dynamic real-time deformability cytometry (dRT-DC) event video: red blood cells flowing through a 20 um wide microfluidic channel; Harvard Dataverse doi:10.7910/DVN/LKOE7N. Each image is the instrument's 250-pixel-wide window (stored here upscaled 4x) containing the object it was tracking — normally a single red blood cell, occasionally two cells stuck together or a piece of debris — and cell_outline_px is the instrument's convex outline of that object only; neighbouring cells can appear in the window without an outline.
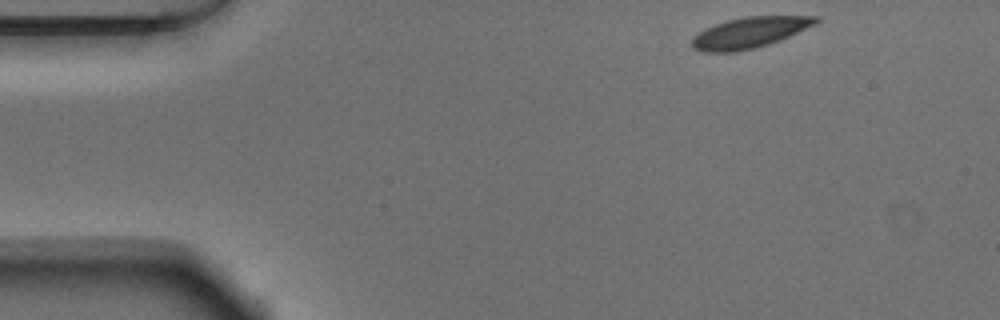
{"species": "Egyptian fruit bat (a non-hibernating species)", "species_latin": "Rousettus aegyptiacus", "temperature_condition": "warm", "stored_images_in_passage": 47, "camera_frame_rate_fps": 3000, "um_per_image_px": 0.085, "animal": {"sex": "male"}, "frame": {"image": 1, "passage_image": 1, "time_ms": 0.0, "image_size_px": [1000, 320], "cell_outline_px": [[820, 20], [816, 24], [780, 40], [756, 48], [736, 52], [704, 52], [692, 48], [692, 36], [704, 28], [728, 20], [744, 16], [820, 16]], "centroid_in_image_um": [63.7, 2.77], "position_along_channel_um": 21.3, "area_um2": 22.37}}
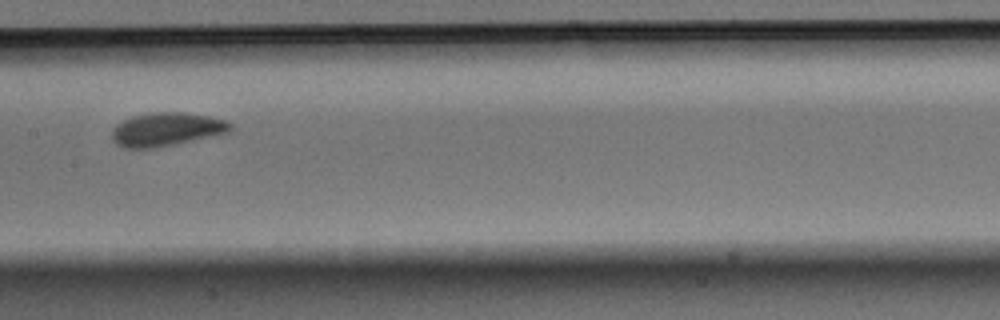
{"frame": {"image": 2, "passage_image": 21, "time_ms": 6.667, "image_size_px": [1000, 320], "cell_outline_px": [[232, 128], [228, 132], [172, 144], [152, 148], [124, 148], [116, 144], [112, 140], [112, 132], [116, 124], [132, 116], [152, 112], [184, 112], [208, 116], [224, 120], [232, 124]], "centroid_in_image_um": [14.1, 10.98], "position_along_channel_um": 193.3, "area_um2": 22.77}}
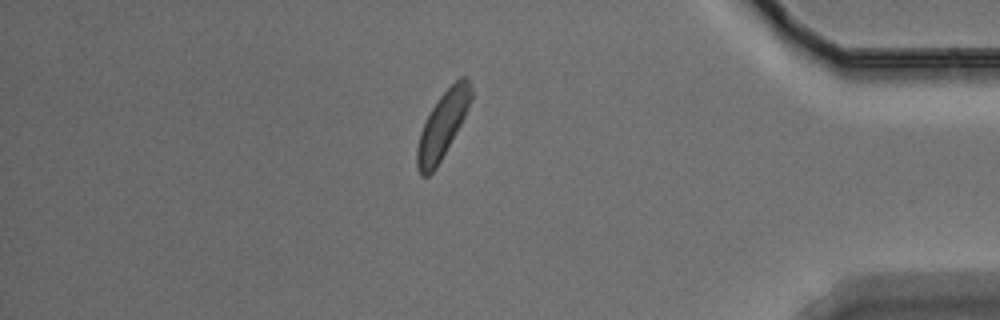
{"frame": {"image": 3, "passage_image": 40, "time_ms": 13.0, "image_size_px": [1000, 320], "cell_outline_px": [[472, 100], [456, 132], [436, 168], [428, 176], [420, 176], [416, 164], [416, 148], [420, 132], [432, 108], [440, 96], [460, 76], [468, 76], [472, 88]], "centroid_in_image_um": [37.62, 10.63], "position_along_channel_um": 397.6, "area_um2": 20.58}, "authors_computed_cell_mechanics": {"area_um2": 22.0796, "velocity_mm_per_s": 3.7782, "shape_relaxation_time_tau1_ms": 3.9765, "shape_relaxation_time_tau2_ms": null, "deformation_change_tau1": 0.1349, "deformation_change_tau2": null}}